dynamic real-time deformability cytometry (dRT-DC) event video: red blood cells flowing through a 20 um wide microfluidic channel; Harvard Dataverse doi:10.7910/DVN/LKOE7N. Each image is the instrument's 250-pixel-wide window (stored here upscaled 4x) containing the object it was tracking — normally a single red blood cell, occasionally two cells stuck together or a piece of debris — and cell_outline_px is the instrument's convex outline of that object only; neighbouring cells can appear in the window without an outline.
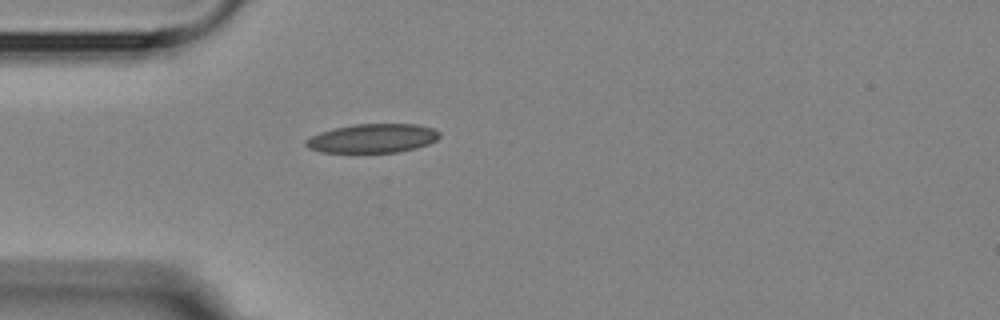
{"species": "Egyptian fruit bat (a non-hibernating species)", "species_latin": "Rousettus aegyptiacus", "temperature_condition": "room temperature", "stored_images_in_passage": 1, "camera_frame_rate_fps": 3000, "um_per_image_px": 0.085, "animal": {"sex": "female"}, "frame": {"image": 1, "passage_image": 1, "time_ms": 0.0, "image_size_px": [1000, 320], "cell_outline_px": [[440, 136], [436, 140], [428, 144], [416, 148], [396, 152], [320, 152], [308, 148], [304, 144], [304, 140], [320, 132], [352, 124], [416, 124], [432, 128], [440, 132]], "centroid_in_image_um": [31.66, 11.75], "position_along_channel_um": 53.3, "area_um2": 22.48}}